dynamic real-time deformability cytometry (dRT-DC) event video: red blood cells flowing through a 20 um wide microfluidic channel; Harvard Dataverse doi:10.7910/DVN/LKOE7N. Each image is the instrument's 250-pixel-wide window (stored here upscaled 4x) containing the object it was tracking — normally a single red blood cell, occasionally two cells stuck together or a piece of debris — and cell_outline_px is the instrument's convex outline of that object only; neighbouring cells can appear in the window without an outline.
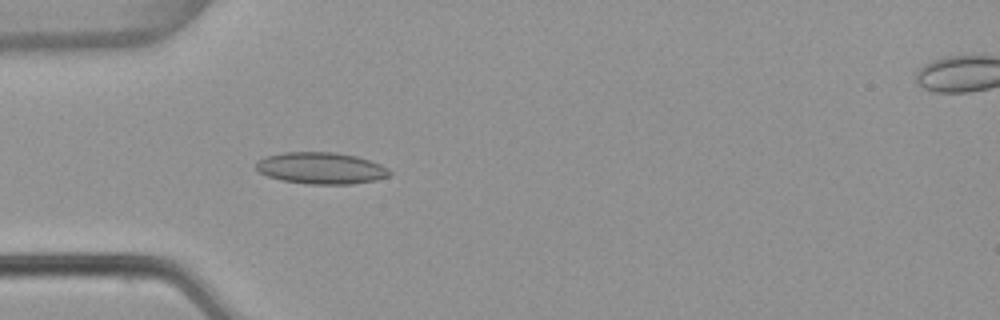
{"species": "common noctule bat (a hibernating species)", "species_latin": "Nyctalus noctula", "temperature_condition": "warm", "stored_images_in_passage": 3, "camera_frame_rate_fps": 3000, "um_per_image_px": 0.085, "animal": {"sex": "female", "body_mass_g": 22.7, "forearm_length_mm": 54.2}, "frame": {"image": 1, "passage_image": 2, "time_ms": 0.333, "image_size_px": [1000, 320], "cell_outline_px": [[392, 172], [388, 176], [376, 180], [352, 184], [308, 184], [284, 180], [268, 176], [260, 172], [256, 168], [256, 160], [268, 156], [284, 152], [336, 152], [356, 156], [380, 164], [388, 168]], "centroid_in_image_um": [27.3, 14.29], "position_along_channel_um": 57.7, "area_um2": 24.51}}